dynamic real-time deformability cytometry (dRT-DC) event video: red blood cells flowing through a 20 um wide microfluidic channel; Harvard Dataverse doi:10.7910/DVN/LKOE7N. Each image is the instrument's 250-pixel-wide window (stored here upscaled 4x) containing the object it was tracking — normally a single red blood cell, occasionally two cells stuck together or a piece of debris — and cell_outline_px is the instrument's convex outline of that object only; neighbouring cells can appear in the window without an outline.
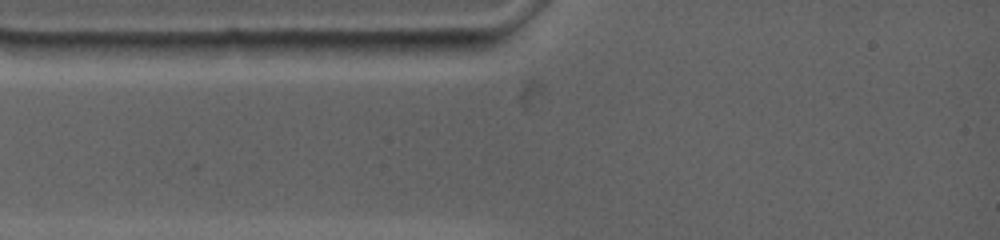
{"species": "common noctule bat (a hibernating species)", "species_latin": "Nyctalus noctula", "temperature_condition": "warm", "stored_images_in_passage": 2, "camera_frame_rate_fps": 4500, "um_per_image_px": 0.085, "animal": {"sex": "female", "body_mass_g": 19.0, "forearm_length_mm": 53.3}, "frame": {"image": 1, "passage_image": 1, "time_ms": 0.0, "image_size_px": [1000, 240], "cell_outline_px": [[492, 44], [488, 48], [468, 56], [364, 56], [356, 40], [492, 40]], "centroid_in_image_um": [35.91, 4.05], "position_along_channel_um": 49.1, "area_um2": 14.39}}